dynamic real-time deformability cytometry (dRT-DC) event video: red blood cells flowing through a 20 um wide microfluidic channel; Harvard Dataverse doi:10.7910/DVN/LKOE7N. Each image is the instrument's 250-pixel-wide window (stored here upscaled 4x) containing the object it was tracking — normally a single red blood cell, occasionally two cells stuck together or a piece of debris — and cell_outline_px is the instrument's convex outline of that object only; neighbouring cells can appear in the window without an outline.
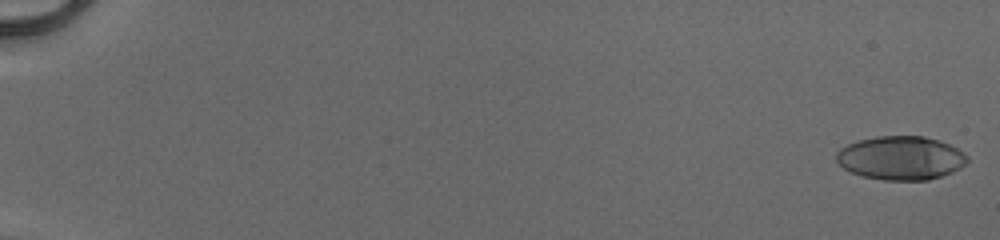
{"species": "human", "species_latin": "Homo sapiens", "temperature_condition": "cold", "stored_images_in_passage": 52, "camera_frame_rate_fps": 3000, "um_per_image_px": 0.085, "donor": {"sex": "male"}, "frame": {"image": 1, "passage_image": 1, "time_ms": 0.0, "image_size_px": [1000, 240], "cell_outline_px": [[968, 160], [960, 168], [952, 172], [928, 180], [884, 180], [864, 176], [852, 172], [844, 168], [836, 160], [836, 152], [840, 148], [848, 144], [860, 140], [876, 136], [924, 136], [948, 144], [956, 148], [968, 156]], "centroid_in_image_um": [76.56, 13.43], "position_along_channel_um": 8.4, "area_um2": 33.06}}
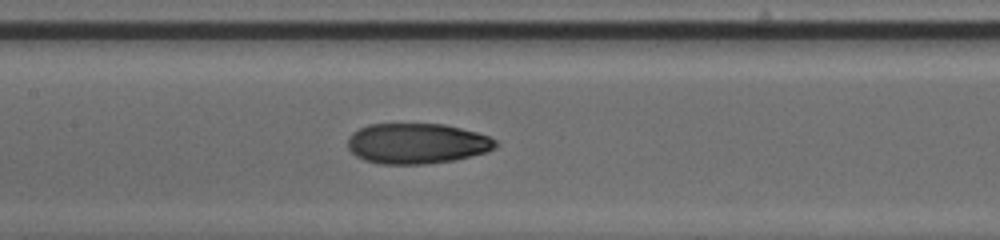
{"frame": {"image": 2, "passage_image": 28, "time_ms": 9.0, "image_size_px": [1000, 240], "cell_outline_px": [[496, 148], [488, 152], [472, 156], [452, 160], [428, 164], [380, 164], [364, 160], [356, 156], [348, 148], [348, 136], [352, 132], [368, 124], [444, 124], [476, 132], [488, 136], [496, 140]], "centroid_in_image_um": [35.42, 12.2], "position_along_channel_um": 172.0, "area_um2": 34.97}}
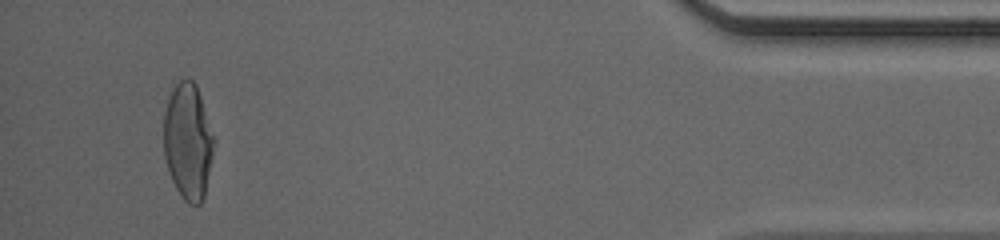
{"frame": {"image": 3, "passage_image": 50, "time_ms": 16.333, "image_size_px": [1000, 240], "cell_outline_px": [[216, 140], [204, 196], [200, 204], [188, 204], [184, 200], [176, 188], [172, 180], [164, 156], [164, 112], [172, 88], [180, 80], [192, 80], [196, 84]], "centroid_in_image_um": [15.99, 12.02], "position_along_channel_um": 419.2, "area_um2": 33.99}, "authors_computed_cell_mechanics": {"area_um2": 33.813, "velocity_mm_per_s": 4.1523, "shape_relaxation_time_tau1_ms": 5.0268, "shape_relaxation_time_tau2_ms": 1.084, "deformation_change_tau1": 0.2126, "deformation_change_tau2": 0.0592}}